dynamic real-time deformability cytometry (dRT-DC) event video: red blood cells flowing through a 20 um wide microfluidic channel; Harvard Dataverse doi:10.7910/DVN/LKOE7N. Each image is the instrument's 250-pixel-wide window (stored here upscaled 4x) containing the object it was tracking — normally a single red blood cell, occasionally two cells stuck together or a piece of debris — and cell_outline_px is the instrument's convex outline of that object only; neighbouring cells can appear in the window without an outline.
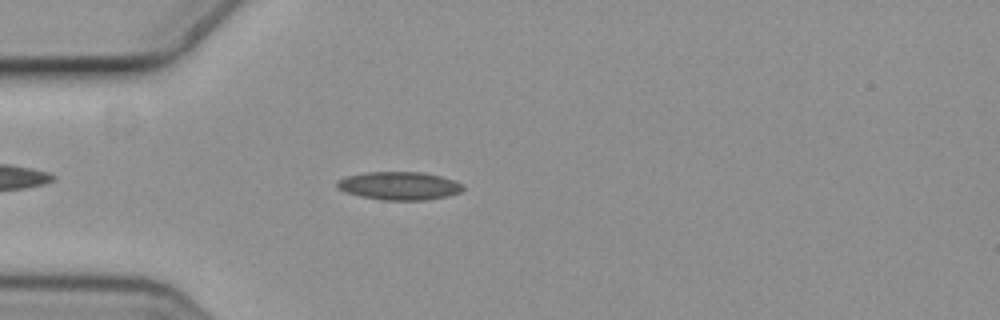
{"species": "common noctule bat (a hibernating species)", "species_latin": "Nyctalus noctula", "temperature_condition": "cold", "stored_images_in_passage": 2, "camera_frame_rate_fps": 3000, "um_per_image_px": 0.085, "animal": {"sex": "female", "body_mass_g": 19.3, "forearm_length_mm": 54.1}, "frame": {"image": 1, "passage_image": 1, "time_ms": 0.0, "image_size_px": [1000, 320], "cell_outline_px": [[464, 188], [460, 192], [448, 196], [424, 200], [380, 200], [360, 196], [344, 192], [336, 184], [336, 180], [344, 176], [368, 172], [424, 172], [440, 176], [464, 184]], "centroid_in_image_um": [33.92, 15.79], "position_along_channel_um": 51.1, "area_um2": 20.75}}